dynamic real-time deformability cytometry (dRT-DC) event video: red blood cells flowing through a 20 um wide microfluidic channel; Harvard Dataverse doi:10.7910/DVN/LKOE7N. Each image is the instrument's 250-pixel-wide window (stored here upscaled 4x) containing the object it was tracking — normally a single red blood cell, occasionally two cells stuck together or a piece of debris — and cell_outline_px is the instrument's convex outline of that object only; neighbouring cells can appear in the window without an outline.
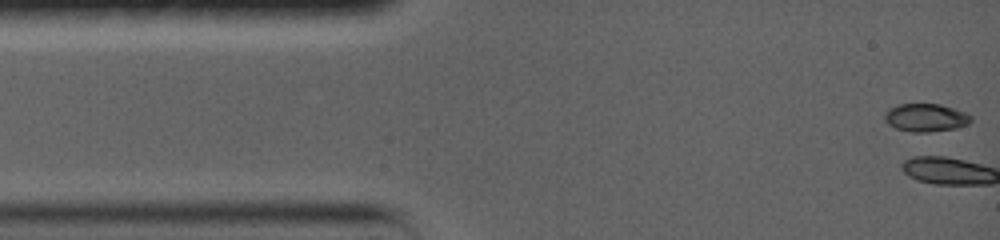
{"species": "common noctule bat (a hibernating species)", "species_latin": "Nyctalus noctula", "temperature_condition": "warm", "stored_images_in_passage": 7, "camera_frame_rate_fps": 5000, "um_per_image_px": 0.085, "animal": {"sex": "female", "body_mass_g": 19.0, "forearm_length_mm": 56.7}, "frame": {"image": 1, "passage_image": 1, "time_ms": 0.0, "image_size_px": [1000, 240], "cell_outline_px": [[972, 120], [968, 124], [956, 128], [928, 132], [912, 132], [896, 128], [888, 124], [884, 120], [884, 116], [888, 108], [900, 104], [940, 104], [964, 112], [972, 116]], "centroid_in_image_um": [78.68, 10.0], "position_along_channel_um": 6.3, "area_um2": 14.05}}